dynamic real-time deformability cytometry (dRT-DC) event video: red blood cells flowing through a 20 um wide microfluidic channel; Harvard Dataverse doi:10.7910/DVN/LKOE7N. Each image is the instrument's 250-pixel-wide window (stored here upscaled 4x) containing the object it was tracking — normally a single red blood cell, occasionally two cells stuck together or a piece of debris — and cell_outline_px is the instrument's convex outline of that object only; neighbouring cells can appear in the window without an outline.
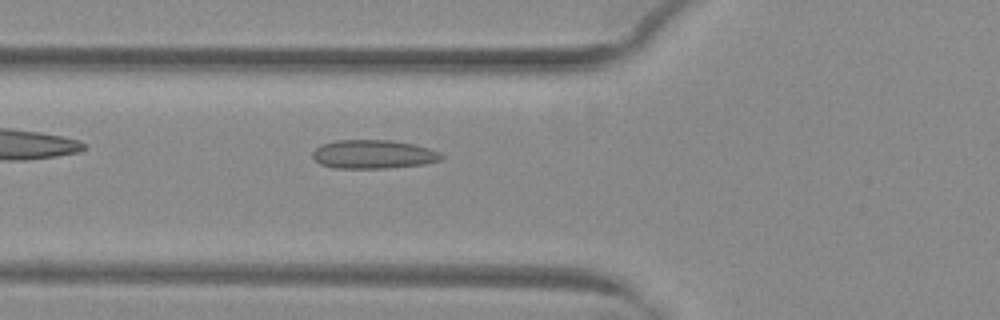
{"species": "common noctule bat (a hibernating species)", "species_latin": "Nyctalus noctula", "temperature_condition": "warm", "stored_images_in_passage": 20, "camera_frame_rate_fps": 3000, "um_per_image_px": 0.085, "animal": {"sex": "female", "body_mass_g": 29.2, "forearm_length_mm": 56.3}, "frame": {"image": 1, "passage_image": 3, "time_ms": 0.667, "image_size_px": [1000, 320], "cell_outline_px": [[444, 160], [424, 164], [384, 168], [336, 168], [320, 164], [312, 156], [312, 152], [316, 148], [324, 144], [336, 140], [392, 140], [412, 144], [428, 148], [440, 152], [444, 156]], "centroid_in_image_um": [31.77, 13.11], "position_along_channel_um": 94.0, "area_um2": 21.5}}
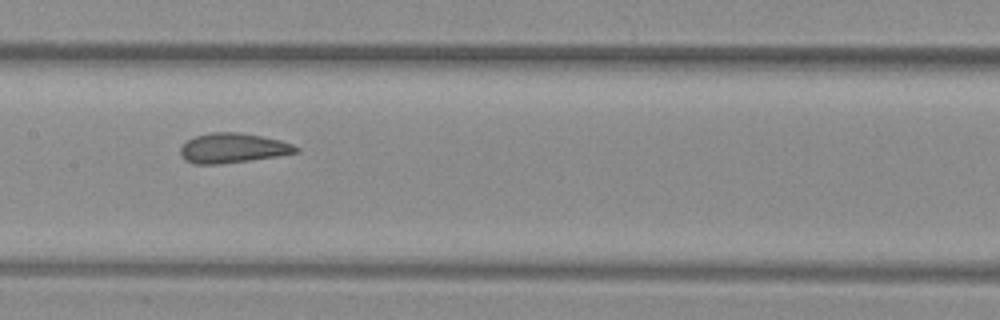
{"frame": {"image": 2, "passage_image": 10, "time_ms": 3.0, "image_size_px": [1000, 320], "cell_outline_px": [[300, 152], [276, 156], [220, 164], [196, 164], [184, 160], [180, 156], [180, 148], [188, 140], [196, 136], [212, 132], [236, 132], [260, 136], [280, 140], [292, 144], [300, 148]], "centroid_in_image_um": [19.78, 12.59], "position_along_channel_um": 187.6, "area_um2": 19.88}}
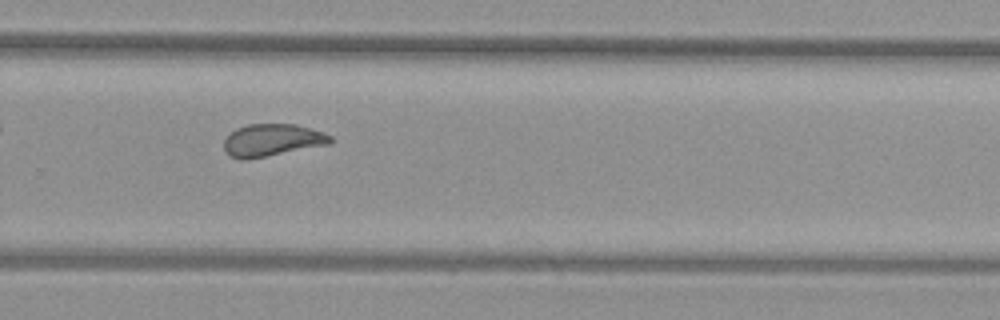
{"frame": {"image": 3, "passage_image": 19, "time_ms": 6.0, "image_size_px": [1000, 320], "cell_outline_px": [[332, 140], [328, 144], [248, 160], [240, 160], [228, 156], [224, 152], [224, 140], [236, 128], [248, 124], [296, 124], [332, 136]], "centroid_in_image_um": [23.06, 11.93], "position_along_channel_um": 306.7, "area_um2": 20.0}}